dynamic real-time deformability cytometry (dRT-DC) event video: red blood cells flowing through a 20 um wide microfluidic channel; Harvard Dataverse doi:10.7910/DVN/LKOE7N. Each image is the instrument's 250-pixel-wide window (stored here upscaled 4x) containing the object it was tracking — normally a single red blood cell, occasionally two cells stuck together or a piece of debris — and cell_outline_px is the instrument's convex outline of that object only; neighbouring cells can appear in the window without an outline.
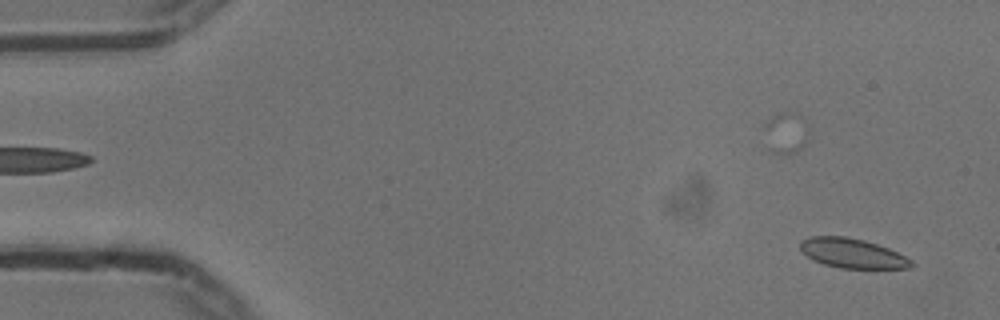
{"species": "common noctule bat (a hibernating species)", "species_latin": "Nyctalus noctula", "temperature_condition": "cold", "stored_images_in_passage": 54, "camera_frame_rate_fps": 3000, "um_per_image_px": 0.085, "animal": {"sex": "male", "body_mass_g": 13.3}, "frame": {"image": 1, "passage_image": 2, "time_ms": 0.333, "image_size_px": [1000, 320], "cell_outline_px": [[916, 264], [912, 268], [840, 268], [824, 264], [812, 260], [800, 248], [800, 240], [808, 236], [848, 236], [864, 240], [888, 248], [912, 260]], "centroid_in_image_um": [72.44, 21.52], "position_along_channel_um": 12.6, "area_um2": 19.19}}
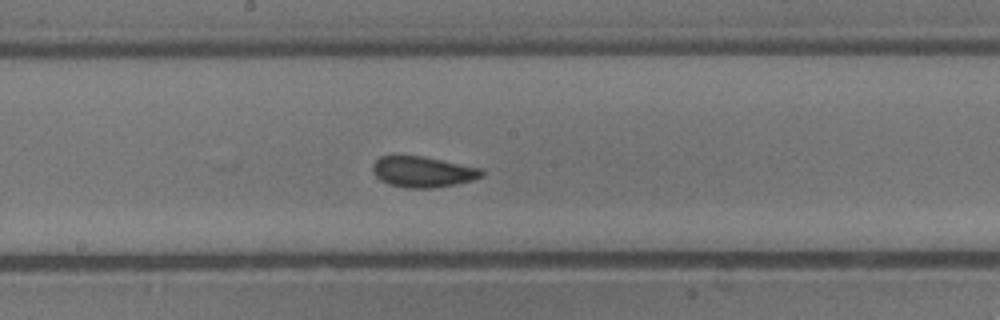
{"frame": {"image": 2, "passage_image": 28, "time_ms": 9.0, "image_size_px": [1000, 320], "cell_outline_px": [[484, 176], [472, 180], [456, 184], [432, 188], [404, 188], [388, 184], [380, 180], [376, 176], [372, 168], [372, 164], [380, 156], [424, 156], [480, 168], [484, 172]], "centroid_in_image_um": [35.93, 14.61], "position_along_channel_um": 212.3, "area_um2": 19.59}}
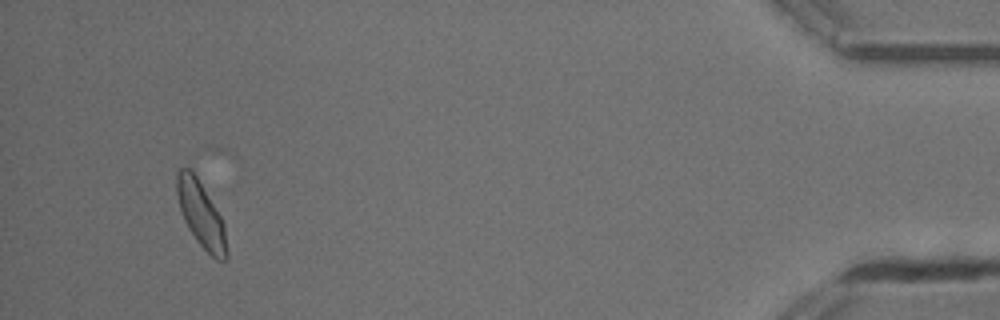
{"frame": {"image": 3, "passage_image": 51, "time_ms": 16.667, "image_size_px": [1000, 320], "cell_outline_px": [[228, 260], [216, 260], [196, 240], [188, 228], [184, 220], [180, 208], [176, 192], [176, 172], [180, 168], [192, 168], [220, 216], [224, 224], [228, 252]], "centroid_in_image_um": [17.08, 18.22], "position_along_channel_um": 418.1, "area_um2": 19.07}, "authors_computed_cell_mechanics": {"area_um2": 19.1607, "velocity_mm_per_s": 3.7076, "shape_relaxation_time_tau1_ms": 2.3016, "shape_relaxation_time_tau2_ms": null, "deformation_change_tau1": 0.0961, "deformation_change_tau2": null}}